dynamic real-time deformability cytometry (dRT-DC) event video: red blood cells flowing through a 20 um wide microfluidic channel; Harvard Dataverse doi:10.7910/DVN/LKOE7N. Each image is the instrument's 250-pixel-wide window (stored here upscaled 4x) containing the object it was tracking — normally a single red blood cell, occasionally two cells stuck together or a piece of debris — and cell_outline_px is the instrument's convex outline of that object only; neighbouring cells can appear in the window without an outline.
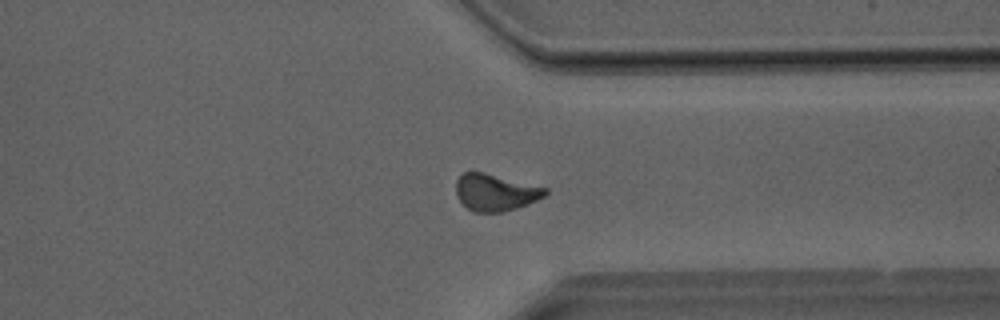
{"species": "Egyptian fruit bat (a non-hibernating species)", "species_latin": "Rousettus aegyptiacus", "temperature_condition": "room temperature", "stored_images_in_passage": 39, "camera_frame_rate_fps": 3000, "um_per_image_px": 0.085, "animal": {"sex": "male"}, "frame": {"image": 1, "passage_image": 30, "time_ms": 9.667, "image_size_px": [1000, 320], "cell_outline_px": [[548, 192], [544, 196], [528, 204], [504, 212], [472, 212], [456, 196], [456, 180], [464, 172], [472, 168], [548, 188]], "centroid_in_image_um": [42.08, 16.31], "position_along_channel_um": 369.3, "area_um2": 19.65}}
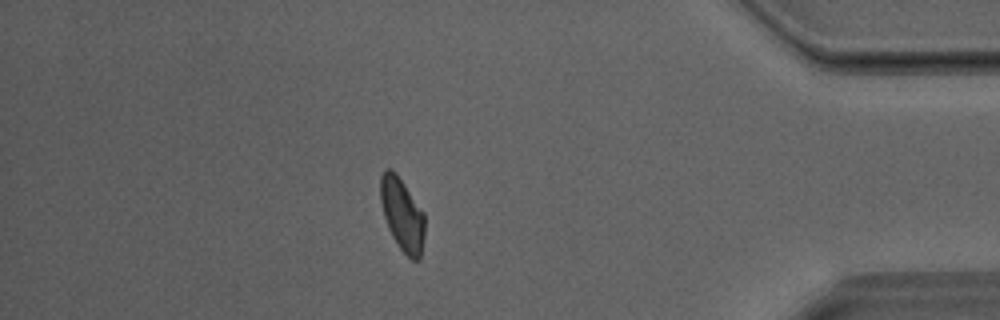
{"frame": {"image": 2, "passage_image": 34, "time_ms": 11.0, "image_size_px": [1000, 320], "cell_outline_px": [[424, 236], [420, 260], [412, 260], [400, 248], [392, 236], [388, 228], [384, 216], [380, 200], [380, 176], [384, 168], [392, 168], [396, 172], [424, 212]], "centroid_in_image_um": [34.18, 18.19], "position_along_channel_um": 401.0, "area_um2": 18.9}}